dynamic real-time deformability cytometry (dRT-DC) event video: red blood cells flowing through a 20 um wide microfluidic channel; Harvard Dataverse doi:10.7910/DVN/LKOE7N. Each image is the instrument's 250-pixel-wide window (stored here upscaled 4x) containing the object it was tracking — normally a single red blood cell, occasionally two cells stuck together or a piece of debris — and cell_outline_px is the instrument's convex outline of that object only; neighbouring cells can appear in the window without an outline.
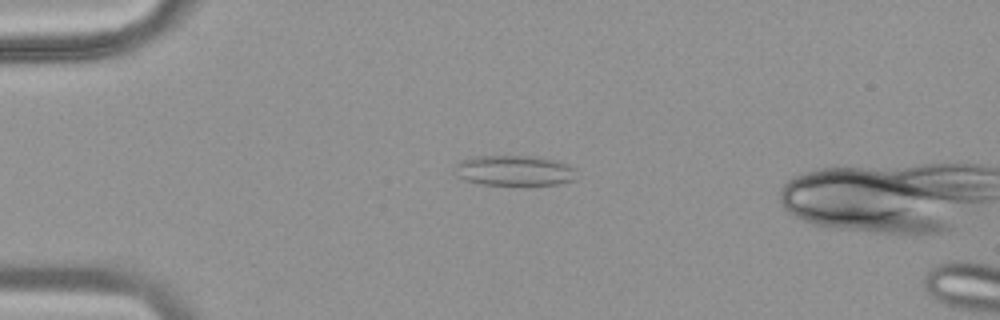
{"species": "common noctule bat (a hibernating species)", "species_latin": "Nyctalus noctula", "temperature_condition": "warm", "stored_images_in_passage": 14, "camera_frame_rate_fps": 3000, "um_per_image_px": 0.085, "animal": {"sex": "female", "body_mass_g": 18.4}, "frame": {"image": 1, "passage_image": 12, "time_ms": 3.667, "image_size_px": [1000, 320], "cell_outline_px": [[576, 180], [556, 184], [524, 188], [480, 184], [464, 180], [456, 176], [456, 164], [460, 160], [476, 156], [540, 156], [556, 160], [568, 164], [572, 168]], "centroid_in_image_um": [43.72, 14.54], "position_along_channel_um": 41.3, "area_um2": 22.54}}